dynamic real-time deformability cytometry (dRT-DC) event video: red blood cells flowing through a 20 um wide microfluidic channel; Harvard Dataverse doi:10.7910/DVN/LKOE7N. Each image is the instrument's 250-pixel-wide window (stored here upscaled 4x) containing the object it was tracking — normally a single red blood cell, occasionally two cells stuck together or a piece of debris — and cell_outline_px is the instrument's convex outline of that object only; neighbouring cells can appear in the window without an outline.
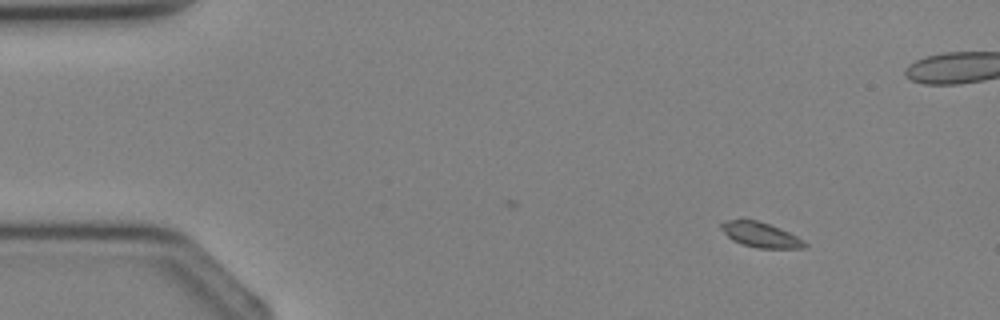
{"species": "Egyptian fruit bat (a non-hibernating species)", "species_latin": "Rousettus aegyptiacus", "temperature_condition": "cold", "stored_images_in_passage": 4, "segment_of_instrument_passage": [1, 2], "camera_frame_rate_fps": 3000, "um_per_image_px": 0.085, "animal": {"sex": "female"}, "frame": {"image": 1, "passage_image": 1, "time_ms": 0.0, "image_size_px": [1000, 320], "cell_outline_px": [[808, 248], [756, 248], [732, 240], [720, 228], [720, 224], [728, 220], [756, 220], [780, 228], [796, 236], [808, 244]], "centroid_in_image_um": [64.67, 19.97], "position_along_channel_um": 20.3, "area_um2": 11.96}}